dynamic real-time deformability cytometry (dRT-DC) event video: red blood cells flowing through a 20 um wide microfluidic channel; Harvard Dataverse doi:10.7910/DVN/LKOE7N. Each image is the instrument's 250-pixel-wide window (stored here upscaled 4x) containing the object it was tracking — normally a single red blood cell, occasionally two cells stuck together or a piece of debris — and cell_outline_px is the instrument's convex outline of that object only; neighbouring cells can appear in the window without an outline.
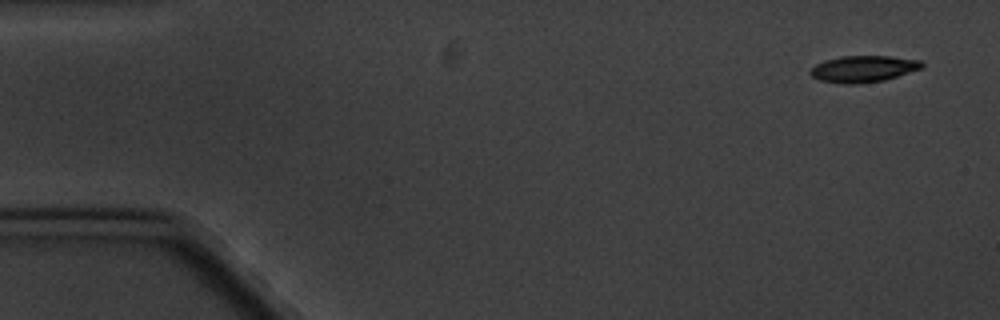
{"species": "common noctule bat (a hibernating species)", "species_latin": "Nyctalus noctula", "temperature_condition": "cold", "stored_images_in_passage": 5, "camera_frame_rate_fps": 3000, "um_per_image_px": 0.085, "animal": {"sex": "male", "body_mass_g": 20.1, "forearm_length_mm": 53.5}, "frame": {"image": 1, "passage_image": 1, "time_ms": 0.0, "image_size_px": [1000, 320], "cell_outline_px": [[924, 64], [920, 68], [884, 80], [856, 84], [840, 84], [820, 80], [812, 76], [808, 72], [816, 64], [824, 60], [840, 56], [892, 56], [920, 60]], "centroid_in_image_um": [73.33, 5.85], "position_along_channel_um": 11.7, "area_um2": 17.17}}
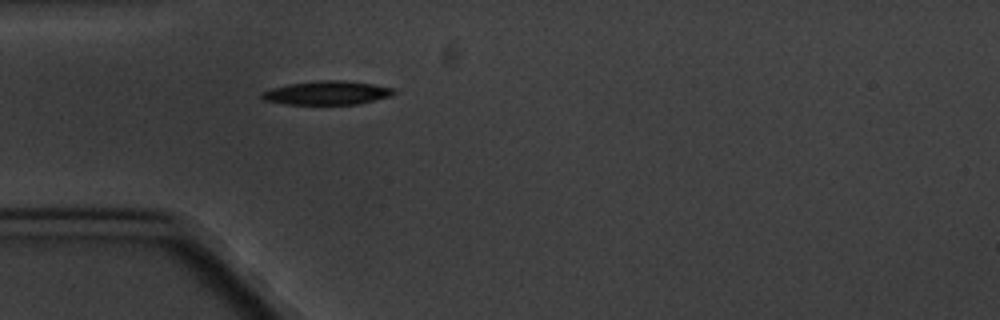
{"frame": {"image": 2, "passage_image": 5, "time_ms": 4.667, "image_size_px": [1000, 320], "cell_outline_px": [[396, 92], [388, 96], [356, 104], [284, 104], [264, 100], [260, 96], [260, 92], [272, 88], [288, 84], [320, 80], [344, 80], [372, 84], [396, 88]], "centroid_in_image_um": [27.75, 7.88], "position_along_channel_um": 57.2, "area_um2": 18.15}}